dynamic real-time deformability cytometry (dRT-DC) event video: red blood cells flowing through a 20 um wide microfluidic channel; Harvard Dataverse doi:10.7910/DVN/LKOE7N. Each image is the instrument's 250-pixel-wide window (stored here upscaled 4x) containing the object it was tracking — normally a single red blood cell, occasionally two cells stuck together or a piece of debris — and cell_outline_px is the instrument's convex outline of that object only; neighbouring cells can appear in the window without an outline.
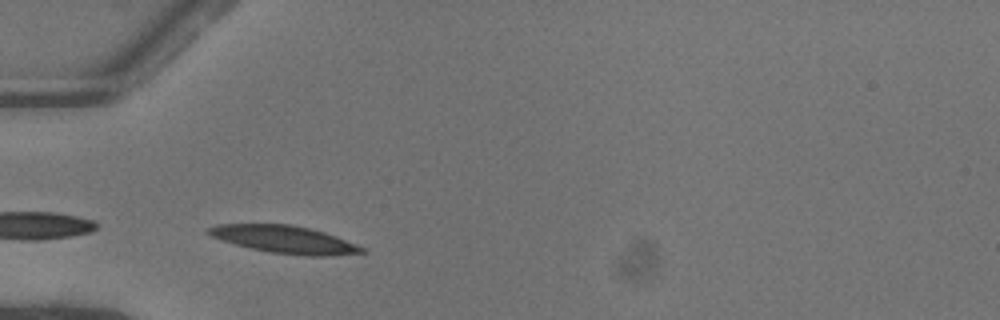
{"species": "common noctule bat (a hibernating species)", "species_latin": "Nyctalus noctula", "temperature_condition": "warm", "stored_images_in_passage": 35, "camera_frame_rate_fps": 3000, "um_per_image_px": 0.085, "animal": {"sex": "female"}, "frame": {"image": 1, "passage_image": 1, "time_ms": 0.0, "image_size_px": [1000, 320], "cell_outline_px": [[368, 252], [328, 256], [304, 256], [268, 252], [232, 244], [212, 236], [204, 232], [208, 228], [220, 224], [292, 224], [324, 232], [336, 236], [364, 248]], "centroid_in_image_um": [24.16, 20.36], "position_along_channel_um": 60.8, "area_um2": 24.62}}
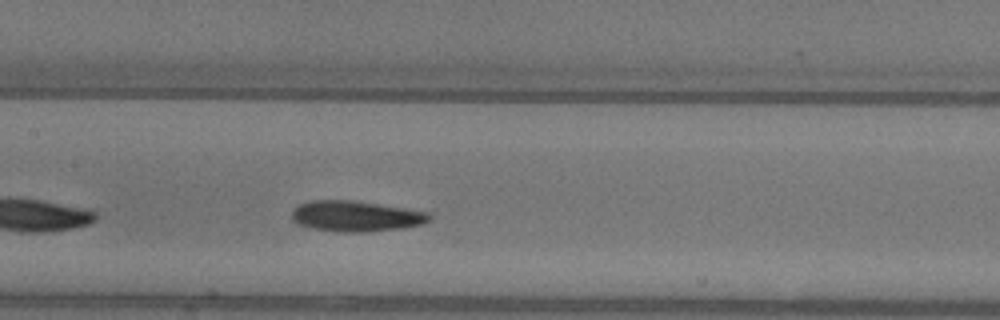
{"frame": {"image": 2, "passage_image": 10, "time_ms": 3.0, "image_size_px": [1000, 320], "cell_outline_px": [[432, 220], [420, 224], [404, 228], [360, 232], [336, 232], [312, 228], [296, 224], [292, 220], [292, 212], [300, 204], [308, 200], [356, 200], [432, 212]], "centroid_in_image_um": [30.28, 18.37], "position_along_channel_um": 177.1, "area_um2": 24.97}}
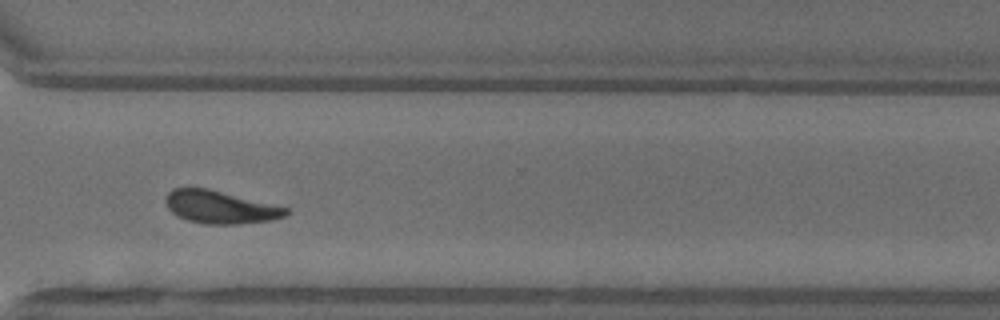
{"frame": {"image": 3, "passage_image": 23, "time_ms": 7.333, "image_size_px": [1000, 320], "cell_outline_px": [[292, 212], [288, 216], [272, 220], [240, 224], [204, 224], [188, 220], [176, 216], [168, 208], [164, 200], [164, 196], [172, 188], [208, 188], [288, 208]], "centroid_in_image_um": [18.72, 17.61], "position_along_channel_um": 351.9, "area_um2": 23.18}, "authors_computed_cell_mechanics": {"area_um2": 23.1778, "velocity_mm_per_s": 4.0478, "shape_relaxation_time_tau1_ms": 3.4666, "shape_relaxation_time_tau2_ms": 3.685, "deformation_change_tau1": 0.1599, "deformation_change_tau2": 0.1167}}